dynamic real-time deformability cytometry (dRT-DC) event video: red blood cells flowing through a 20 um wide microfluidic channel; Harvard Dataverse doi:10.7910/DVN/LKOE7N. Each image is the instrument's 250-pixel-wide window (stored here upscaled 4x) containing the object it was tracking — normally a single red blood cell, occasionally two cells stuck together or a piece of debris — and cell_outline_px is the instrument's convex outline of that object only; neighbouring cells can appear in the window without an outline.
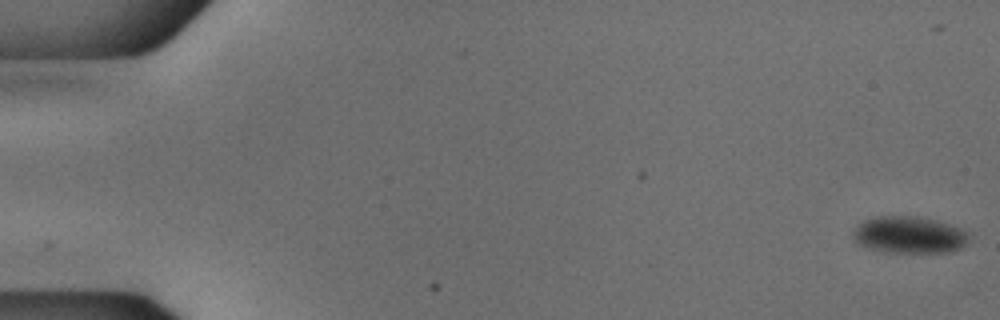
{"species": "common noctule bat (a hibernating species)", "species_latin": "Nyctalus noctula", "temperature_condition": "cold", "stored_images_in_passage": 18, "camera_frame_rate_fps": 3000, "um_per_image_px": 0.085, "animal": {"sex": "male", "body_mass_g": 18.8}, "frame": {"image": 1, "passage_image": 1, "time_ms": 0.0, "image_size_px": [1000, 320], "cell_outline_px": [[968, 240], [960, 248], [952, 252], [884, 252], [868, 248], [860, 244], [852, 236], [852, 232], [864, 220], [876, 216], [920, 216], [936, 220], [960, 228], [968, 236]], "centroid_in_image_um": [77.26, 19.96], "position_along_channel_um": 7.7, "area_um2": 24.74}}
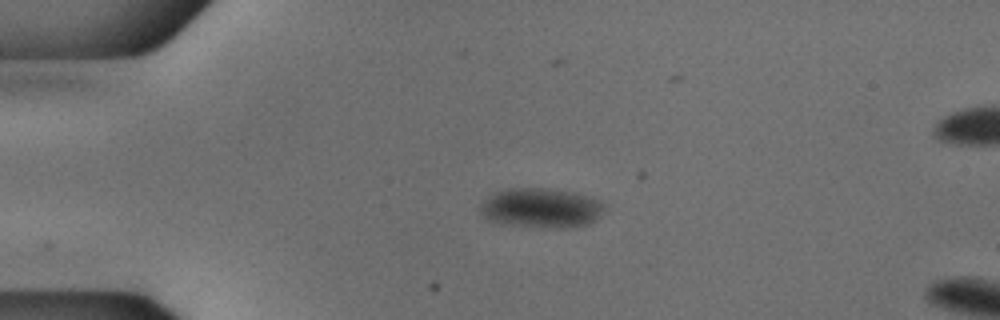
{"frame": {"image": 2, "passage_image": 13, "time_ms": 4.0, "image_size_px": [1000, 320], "cell_outline_px": [[604, 212], [596, 220], [588, 224], [560, 228], [556, 228], [512, 224], [492, 220], [484, 216], [480, 208], [480, 204], [488, 196], [496, 192], [508, 188], [544, 188], [576, 192], [592, 196], [604, 204]], "centroid_in_image_um": [46.06, 17.65], "position_along_channel_um": 38.9, "area_um2": 28.44}}